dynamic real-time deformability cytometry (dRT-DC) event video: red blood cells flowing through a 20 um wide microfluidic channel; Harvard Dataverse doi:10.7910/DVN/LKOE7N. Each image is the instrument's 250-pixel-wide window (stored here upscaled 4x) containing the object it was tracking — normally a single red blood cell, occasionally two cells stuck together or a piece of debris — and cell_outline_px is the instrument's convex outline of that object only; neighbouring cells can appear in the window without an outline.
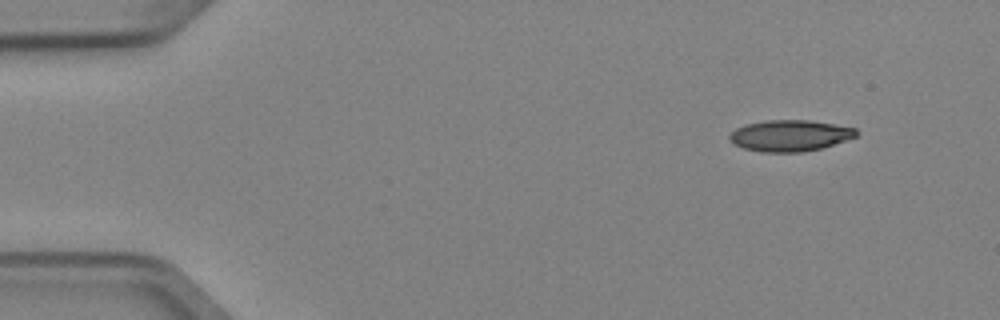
{"species": "Egyptian fruit bat (a non-hibernating species)", "species_latin": "Rousettus aegyptiacus", "temperature_condition": "cold", "stored_images_in_passage": 4, "camera_frame_rate_fps": 3000, "um_per_image_px": 0.085, "animal": {"sex": "female"}, "frame": {"image": 1, "passage_image": 1, "time_ms": 0.0, "image_size_px": [1000, 320], "cell_outline_px": [[860, 132], [856, 136], [820, 148], [804, 152], [764, 152], [744, 148], [728, 140], [728, 136], [736, 128], [748, 124], [764, 120], [808, 120], [856, 128]], "centroid_in_image_um": [67.13, 11.52], "position_along_channel_um": 17.9, "area_um2": 22.83}}
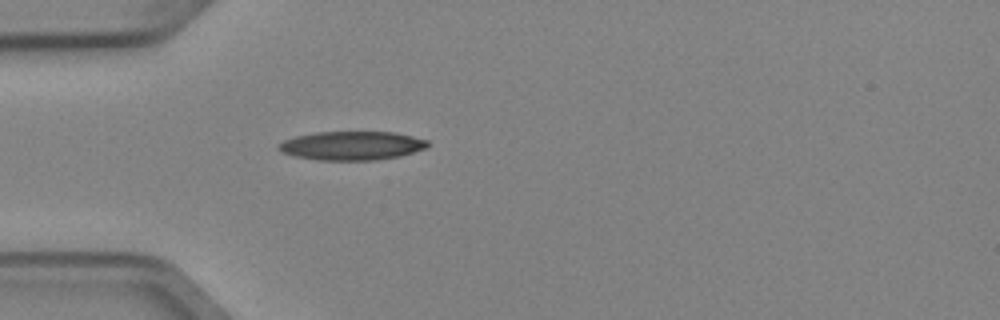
{"frame": {"image": 2, "passage_image": 4, "time_ms": 1.0, "image_size_px": [1000, 320], "cell_outline_px": [[428, 148], [400, 156], [376, 160], [316, 160], [296, 156], [280, 152], [276, 148], [276, 144], [284, 140], [296, 136], [316, 132], [396, 132], [428, 140]], "centroid_in_image_um": [29.89, 12.38], "position_along_channel_um": 55.1, "area_um2": 25.2}}